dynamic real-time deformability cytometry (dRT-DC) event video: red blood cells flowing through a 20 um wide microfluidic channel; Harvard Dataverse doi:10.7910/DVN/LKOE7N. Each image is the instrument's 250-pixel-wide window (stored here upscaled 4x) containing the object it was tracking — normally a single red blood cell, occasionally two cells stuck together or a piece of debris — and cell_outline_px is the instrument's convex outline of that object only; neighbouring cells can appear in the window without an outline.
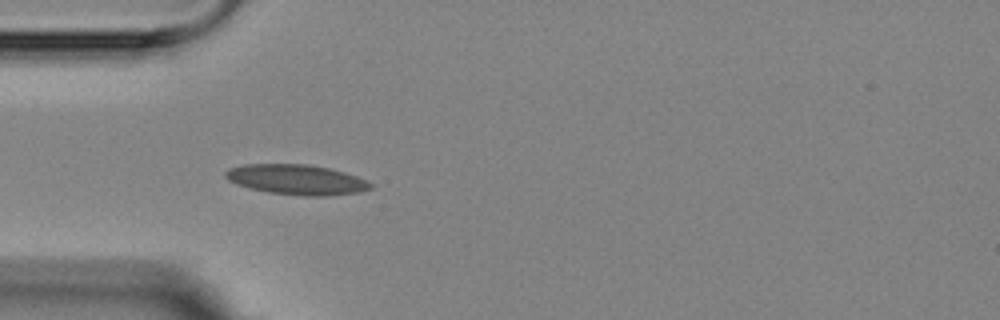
{"species": "Egyptian fruit bat (a non-hibernating species)", "species_latin": "Rousettus aegyptiacus", "temperature_condition": "room temperature", "stored_images_in_passage": 3, "camera_frame_rate_fps": 3000, "um_per_image_px": 0.085, "animal": {"sex": "female"}, "frame": {"image": 1, "passage_image": 2, "time_ms": 1.0, "image_size_px": [1000, 320], "cell_outline_px": [[372, 188], [360, 192], [324, 196], [304, 196], [268, 192], [236, 184], [228, 180], [224, 176], [224, 172], [228, 168], [244, 164], [308, 164], [328, 168], [344, 172], [368, 180], [372, 184]], "centroid_in_image_um": [25.2, 15.26], "position_along_channel_um": 59.8, "area_um2": 25.49}}
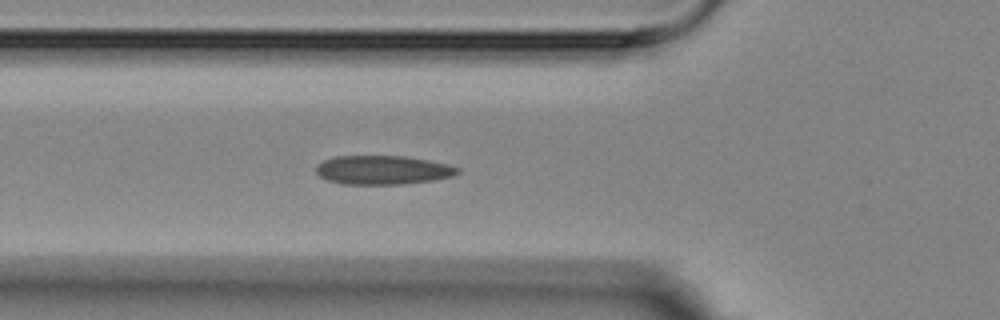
{"frame": {"image": 2, "passage_image": 3, "time_ms": 2.0, "image_size_px": [1000, 320], "cell_outline_px": [[460, 172], [452, 176], [432, 180], [404, 184], [340, 184], [328, 180], [320, 176], [316, 172], [316, 164], [324, 160], [336, 156], [404, 156], [428, 160], [448, 164], [460, 168]], "centroid_in_image_um": [32.53, 14.45], "position_along_channel_um": 93.3, "area_um2": 23.87}}